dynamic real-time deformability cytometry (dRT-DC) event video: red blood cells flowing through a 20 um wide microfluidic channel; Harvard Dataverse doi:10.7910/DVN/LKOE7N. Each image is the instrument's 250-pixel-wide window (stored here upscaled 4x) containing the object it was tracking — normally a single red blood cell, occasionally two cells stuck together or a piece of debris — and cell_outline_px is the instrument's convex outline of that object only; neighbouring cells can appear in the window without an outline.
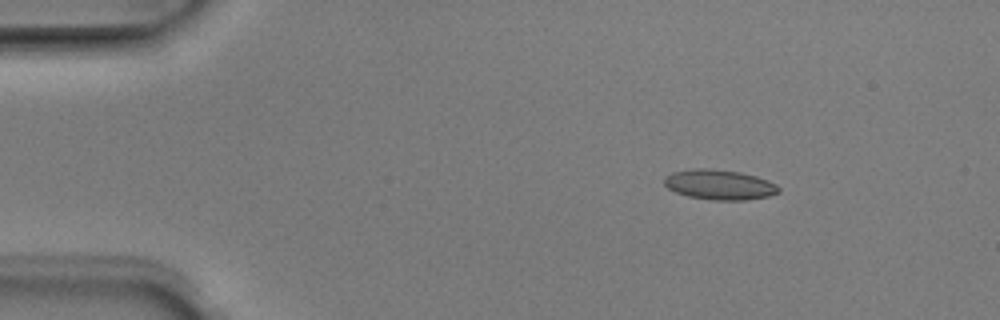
{"species": "Egyptian fruit bat (a non-hibernating species)", "species_latin": "Rousettus aegyptiacus", "temperature_condition": "room temperature", "stored_images_in_passage": 5, "camera_frame_rate_fps": 3000, "um_per_image_px": 0.085, "animal": {"sex": "male"}, "frame": {"image": 1, "passage_image": 3, "time_ms": 0.667, "image_size_px": [1000, 320], "cell_outline_px": [[780, 192], [768, 196], [744, 200], [712, 200], [688, 196], [676, 192], [668, 188], [664, 184], [664, 176], [672, 172], [692, 168], [712, 168], [740, 172], [756, 176], [768, 180], [776, 184], [780, 188]], "centroid_in_image_um": [61.14, 15.68], "position_along_channel_um": 23.9, "area_um2": 20.17}}